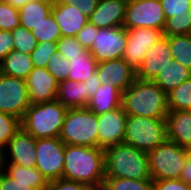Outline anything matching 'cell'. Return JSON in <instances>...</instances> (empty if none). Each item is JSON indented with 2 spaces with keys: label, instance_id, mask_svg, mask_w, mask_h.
Listing matches in <instances>:
<instances>
[{
  "label": "cell",
  "instance_id": "cell-40",
  "mask_svg": "<svg viewBox=\"0 0 191 190\" xmlns=\"http://www.w3.org/2000/svg\"><path fill=\"white\" fill-rule=\"evenodd\" d=\"M47 190H91V185L60 178L49 181Z\"/></svg>",
  "mask_w": 191,
  "mask_h": 190
},
{
  "label": "cell",
  "instance_id": "cell-13",
  "mask_svg": "<svg viewBox=\"0 0 191 190\" xmlns=\"http://www.w3.org/2000/svg\"><path fill=\"white\" fill-rule=\"evenodd\" d=\"M172 59L168 36L163 35L146 52V56L136 70V79L153 81L160 70L171 64Z\"/></svg>",
  "mask_w": 191,
  "mask_h": 190
},
{
  "label": "cell",
  "instance_id": "cell-15",
  "mask_svg": "<svg viewBox=\"0 0 191 190\" xmlns=\"http://www.w3.org/2000/svg\"><path fill=\"white\" fill-rule=\"evenodd\" d=\"M35 147L36 138L20 128L4 148V163L34 168L36 166Z\"/></svg>",
  "mask_w": 191,
  "mask_h": 190
},
{
  "label": "cell",
  "instance_id": "cell-28",
  "mask_svg": "<svg viewBox=\"0 0 191 190\" xmlns=\"http://www.w3.org/2000/svg\"><path fill=\"white\" fill-rule=\"evenodd\" d=\"M173 59L191 70V34L168 36Z\"/></svg>",
  "mask_w": 191,
  "mask_h": 190
},
{
  "label": "cell",
  "instance_id": "cell-23",
  "mask_svg": "<svg viewBox=\"0 0 191 190\" xmlns=\"http://www.w3.org/2000/svg\"><path fill=\"white\" fill-rule=\"evenodd\" d=\"M33 68L30 54L21 53L17 50L10 51L0 62V73L24 80Z\"/></svg>",
  "mask_w": 191,
  "mask_h": 190
},
{
  "label": "cell",
  "instance_id": "cell-2",
  "mask_svg": "<svg viewBox=\"0 0 191 190\" xmlns=\"http://www.w3.org/2000/svg\"><path fill=\"white\" fill-rule=\"evenodd\" d=\"M122 107L127 115L166 119L167 94L153 81L136 79L122 93Z\"/></svg>",
  "mask_w": 191,
  "mask_h": 190
},
{
  "label": "cell",
  "instance_id": "cell-38",
  "mask_svg": "<svg viewBox=\"0 0 191 190\" xmlns=\"http://www.w3.org/2000/svg\"><path fill=\"white\" fill-rule=\"evenodd\" d=\"M86 50L81 46L76 37L62 36L57 41V51L67 59L71 56L82 55Z\"/></svg>",
  "mask_w": 191,
  "mask_h": 190
},
{
  "label": "cell",
  "instance_id": "cell-1",
  "mask_svg": "<svg viewBox=\"0 0 191 190\" xmlns=\"http://www.w3.org/2000/svg\"><path fill=\"white\" fill-rule=\"evenodd\" d=\"M62 178L89 185L105 181L104 150L65 144Z\"/></svg>",
  "mask_w": 191,
  "mask_h": 190
},
{
  "label": "cell",
  "instance_id": "cell-16",
  "mask_svg": "<svg viewBox=\"0 0 191 190\" xmlns=\"http://www.w3.org/2000/svg\"><path fill=\"white\" fill-rule=\"evenodd\" d=\"M96 73L100 85L113 84L122 93L136 80V70L123 58L97 63Z\"/></svg>",
  "mask_w": 191,
  "mask_h": 190
},
{
  "label": "cell",
  "instance_id": "cell-46",
  "mask_svg": "<svg viewBox=\"0 0 191 190\" xmlns=\"http://www.w3.org/2000/svg\"><path fill=\"white\" fill-rule=\"evenodd\" d=\"M84 83L88 91V102H89L90 98L96 93V91L100 87V81L97 78V73L95 72L91 74V76L86 81H84Z\"/></svg>",
  "mask_w": 191,
  "mask_h": 190
},
{
  "label": "cell",
  "instance_id": "cell-20",
  "mask_svg": "<svg viewBox=\"0 0 191 190\" xmlns=\"http://www.w3.org/2000/svg\"><path fill=\"white\" fill-rule=\"evenodd\" d=\"M51 13L60 27L61 36L76 37L88 22V17L82 11L74 4L66 2L53 5Z\"/></svg>",
  "mask_w": 191,
  "mask_h": 190
},
{
  "label": "cell",
  "instance_id": "cell-5",
  "mask_svg": "<svg viewBox=\"0 0 191 190\" xmlns=\"http://www.w3.org/2000/svg\"><path fill=\"white\" fill-rule=\"evenodd\" d=\"M167 139L166 119L128 115L123 142L146 153Z\"/></svg>",
  "mask_w": 191,
  "mask_h": 190
},
{
  "label": "cell",
  "instance_id": "cell-24",
  "mask_svg": "<svg viewBox=\"0 0 191 190\" xmlns=\"http://www.w3.org/2000/svg\"><path fill=\"white\" fill-rule=\"evenodd\" d=\"M190 77L191 70L172 59L171 64L160 70L153 82L167 94Z\"/></svg>",
  "mask_w": 191,
  "mask_h": 190
},
{
  "label": "cell",
  "instance_id": "cell-31",
  "mask_svg": "<svg viewBox=\"0 0 191 190\" xmlns=\"http://www.w3.org/2000/svg\"><path fill=\"white\" fill-rule=\"evenodd\" d=\"M163 33L165 36L191 34V8L190 12L176 13L166 19Z\"/></svg>",
  "mask_w": 191,
  "mask_h": 190
},
{
  "label": "cell",
  "instance_id": "cell-39",
  "mask_svg": "<svg viewBox=\"0 0 191 190\" xmlns=\"http://www.w3.org/2000/svg\"><path fill=\"white\" fill-rule=\"evenodd\" d=\"M160 2L166 19L176 13L190 12L191 0H160Z\"/></svg>",
  "mask_w": 191,
  "mask_h": 190
},
{
  "label": "cell",
  "instance_id": "cell-7",
  "mask_svg": "<svg viewBox=\"0 0 191 190\" xmlns=\"http://www.w3.org/2000/svg\"><path fill=\"white\" fill-rule=\"evenodd\" d=\"M190 150L166 139L148 153L152 180L179 179Z\"/></svg>",
  "mask_w": 191,
  "mask_h": 190
},
{
  "label": "cell",
  "instance_id": "cell-33",
  "mask_svg": "<svg viewBox=\"0 0 191 190\" xmlns=\"http://www.w3.org/2000/svg\"><path fill=\"white\" fill-rule=\"evenodd\" d=\"M20 128L19 118L0 112V147L4 149Z\"/></svg>",
  "mask_w": 191,
  "mask_h": 190
},
{
  "label": "cell",
  "instance_id": "cell-29",
  "mask_svg": "<svg viewBox=\"0 0 191 190\" xmlns=\"http://www.w3.org/2000/svg\"><path fill=\"white\" fill-rule=\"evenodd\" d=\"M169 110L191 111V77L167 93Z\"/></svg>",
  "mask_w": 191,
  "mask_h": 190
},
{
  "label": "cell",
  "instance_id": "cell-30",
  "mask_svg": "<svg viewBox=\"0 0 191 190\" xmlns=\"http://www.w3.org/2000/svg\"><path fill=\"white\" fill-rule=\"evenodd\" d=\"M31 33L38 43L46 41L57 42L62 37L60 27L52 13H49L43 21L35 26V28L31 30Z\"/></svg>",
  "mask_w": 191,
  "mask_h": 190
},
{
  "label": "cell",
  "instance_id": "cell-45",
  "mask_svg": "<svg viewBox=\"0 0 191 190\" xmlns=\"http://www.w3.org/2000/svg\"><path fill=\"white\" fill-rule=\"evenodd\" d=\"M99 0H69L67 3L74 4L88 18L95 11Z\"/></svg>",
  "mask_w": 191,
  "mask_h": 190
},
{
  "label": "cell",
  "instance_id": "cell-47",
  "mask_svg": "<svg viewBox=\"0 0 191 190\" xmlns=\"http://www.w3.org/2000/svg\"><path fill=\"white\" fill-rule=\"evenodd\" d=\"M179 179L191 186V151L186 156V161Z\"/></svg>",
  "mask_w": 191,
  "mask_h": 190
},
{
  "label": "cell",
  "instance_id": "cell-11",
  "mask_svg": "<svg viewBox=\"0 0 191 190\" xmlns=\"http://www.w3.org/2000/svg\"><path fill=\"white\" fill-rule=\"evenodd\" d=\"M127 41V29L123 26L97 28L90 53L97 63L122 58Z\"/></svg>",
  "mask_w": 191,
  "mask_h": 190
},
{
  "label": "cell",
  "instance_id": "cell-18",
  "mask_svg": "<svg viewBox=\"0 0 191 190\" xmlns=\"http://www.w3.org/2000/svg\"><path fill=\"white\" fill-rule=\"evenodd\" d=\"M128 0H99L88 21L96 28L123 26Z\"/></svg>",
  "mask_w": 191,
  "mask_h": 190
},
{
  "label": "cell",
  "instance_id": "cell-25",
  "mask_svg": "<svg viewBox=\"0 0 191 190\" xmlns=\"http://www.w3.org/2000/svg\"><path fill=\"white\" fill-rule=\"evenodd\" d=\"M52 6L49 0H31L18 9L20 25L31 31L51 13Z\"/></svg>",
  "mask_w": 191,
  "mask_h": 190
},
{
  "label": "cell",
  "instance_id": "cell-6",
  "mask_svg": "<svg viewBox=\"0 0 191 190\" xmlns=\"http://www.w3.org/2000/svg\"><path fill=\"white\" fill-rule=\"evenodd\" d=\"M59 138L64 144L98 147V115L86 107L67 109Z\"/></svg>",
  "mask_w": 191,
  "mask_h": 190
},
{
  "label": "cell",
  "instance_id": "cell-48",
  "mask_svg": "<svg viewBox=\"0 0 191 190\" xmlns=\"http://www.w3.org/2000/svg\"><path fill=\"white\" fill-rule=\"evenodd\" d=\"M14 8L20 9L22 6L30 2L31 0H3Z\"/></svg>",
  "mask_w": 191,
  "mask_h": 190
},
{
  "label": "cell",
  "instance_id": "cell-34",
  "mask_svg": "<svg viewBox=\"0 0 191 190\" xmlns=\"http://www.w3.org/2000/svg\"><path fill=\"white\" fill-rule=\"evenodd\" d=\"M105 181L111 186L113 190H153L152 179H128L105 177Z\"/></svg>",
  "mask_w": 191,
  "mask_h": 190
},
{
  "label": "cell",
  "instance_id": "cell-4",
  "mask_svg": "<svg viewBox=\"0 0 191 190\" xmlns=\"http://www.w3.org/2000/svg\"><path fill=\"white\" fill-rule=\"evenodd\" d=\"M66 111L58 100L31 104L21 119V128L36 139L60 137Z\"/></svg>",
  "mask_w": 191,
  "mask_h": 190
},
{
  "label": "cell",
  "instance_id": "cell-14",
  "mask_svg": "<svg viewBox=\"0 0 191 190\" xmlns=\"http://www.w3.org/2000/svg\"><path fill=\"white\" fill-rule=\"evenodd\" d=\"M127 114L123 107L98 115V147L106 149L122 143Z\"/></svg>",
  "mask_w": 191,
  "mask_h": 190
},
{
  "label": "cell",
  "instance_id": "cell-51",
  "mask_svg": "<svg viewBox=\"0 0 191 190\" xmlns=\"http://www.w3.org/2000/svg\"><path fill=\"white\" fill-rule=\"evenodd\" d=\"M51 2L52 5H55V4H60V3H63V2H68L69 0H49Z\"/></svg>",
  "mask_w": 191,
  "mask_h": 190
},
{
  "label": "cell",
  "instance_id": "cell-22",
  "mask_svg": "<svg viewBox=\"0 0 191 190\" xmlns=\"http://www.w3.org/2000/svg\"><path fill=\"white\" fill-rule=\"evenodd\" d=\"M122 106V92L113 84L100 85L96 93L90 98L87 109L96 115L115 110Z\"/></svg>",
  "mask_w": 191,
  "mask_h": 190
},
{
  "label": "cell",
  "instance_id": "cell-37",
  "mask_svg": "<svg viewBox=\"0 0 191 190\" xmlns=\"http://www.w3.org/2000/svg\"><path fill=\"white\" fill-rule=\"evenodd\" d=\"M19 25L18 9L0 0V30L12 31Z\"/></svg>",
  "mask_w": 191,
  "mask_h": 190
},
{
  "label": "cell",
  "instance_id": "cell-3",
  "mask_svg": "<svg viewBox=\"0 0 191 190\" xmlns=\"http://www.w3.org/2000/svg\"><path fill=\"white\" fill-rule=\"evenodd\" d=\"M105 177L152 179L148 153L124 142L104 149Z\"/></svg>",
  "mask_w": 191,
  "mask_h": 190
},
{
  "label": "cell",
  "instance_id": "cell-27",
  "mask_svg": "<svg viewBox=\"0 0 191 190\" xmlns=\"http://www.w3.org/2000/svg\"><path fill=\"white\" fill-rule=\"evenodd\" d=\"M68 60L70 71L68 80L86 81L91 74L96 72L97 62L90 50H86L82 55L68 57Z\"/></svg>",
  "mask_w": 191,
  "mask_h": 190
},
{
  "label": "cell",
  "instance_id": "cell-49",
  "mask_svg": "<svg viewBox=\"0 0 191 190\" xmlns=\"http://www.w3.org/2000/svg\"><path fill=\"white\" fill-rule=\"evenodd\" d=\"M91 190H113V189L106 181H102L100 183L91 185Z\"/></svg>",
  "mask_w": 191,
  "mask_h": 190
},
{
  "label": "cell",
  "instance_id": "cell-8",
  "mask_svg": "<svg viewBox=\"0 0 191 190\" xmlns=\"http://www.w3.org/2000/svg\"><path fill=\"white\" fill-rule=\"evenodd\" d=\"M166 18L160 0H128L123 27L163 30Z\"/></svg>",
  "mask_w": 191,
  "mask_h": 190
},
{
  "label": "cell",
  "instance_id": "cell-50",
  "mask_svg": "<svg viewBox=\"0 0 191 190\" xmlns=\"http://www.w3.org/2000/svg\"><path fill=\"white\" fill-rule=\"evenodd\" d=\"M4 170V149L0 147V172Z\"/></svg>",
  "mask_w": 191,
  "mask_h": 190
},
{
  "label": "cell",
  "instance_id": "cell-19",
  "mask_svg": "<svg viewBox=\"0 0 191 190\" xmlns=\"http://www.w3.org/2000/svg\"><path fill=\"white\" fill-rule=\"evenodd\" d=\"M167 139L191 151V111L169 110L166 115Z\"/></svg>",
  "mask_w": 191,
  "mask_h": 190
},
{
  "label": "cell",
  "instance_id": "cell-44",
  "mask_svg": "<svg viewBox=\"0 0 191 190\" xmlns=\"http://www.w3.org/2000/svg\"><path fill=\"white\" fill-rule=\"evenodd\" d=\"M14 50L13 37L11 31L0 30V62Z\"/></svg>",
  "mask_w": 191,
  "mask_h": 190
},
{
  "label": "cell",
  "instance_id": "cell-21",
  "mask_svg": "<svg viewBox=\"0 0 191 190\" xmlns=\"http://www.w3.org/2000/svg\"><path fill=\"white\" fill-rule=\"evenodd\" d=\"M56 100L67 109L84 108L88 105V91L84 81L65 80L58 83Z\"/></svg>",
  "mask_w": 191,
  "mask_h": 190
},
{
  "label": "cell",
  "instance_id": "cell-12",
  "mask_svg": "<svg viewBox=\"0 0 191 190\" xmlns=\"http://www.w3.org/2000/svg\"><path fill=\"white\" fill-rule=\"evenodd\" d=\"M128 41L123 59L134 69L141 65L148 49L164 35L163 30L134 28L127 30Z\"/></svg>",
  "mask_w": 191,
  "mask_h": 190
},
{
  "label": "cell",
  "instance_id": "cell-17",
  "mask_svg": "<svg viewBox=\"0 0 191 190\" xmlns=\"http://www.w3.org/2000/svg\"><path fill=\"white\" fill-rule=\"evenodd\" d=\"M25 81L31 104L56 100L58 82L46 68L34 67Z\"/></svg>",
  "mask_w": 191,
  "mask_h": 190
},
{
  "label": "cell",
  "instance_id": "cell-43",
  "mask_svg": "<svg viewBox=\"0 0 191 190\" xmlns=\"http://www.w3.org/2000/svg\"><path fill=\"white\" fill-rule=\"evenodd\" d=\"M153 190H191V186L180 179L153 180Z\"/></svg>",
  "mask_w": 191,
  "mask_h": 190
},
{
  "label": "cell",
  "instance_id": "cell-9",
  "mask_svg": "<svg viewBox=\"0 0 191 190\" xmlns=\"http://www.w3.org/2000/svg\"><path fill=\"white\" fill-rule=\"evenodd\" d=\"M36 168L47 181L62 178L65 144L59 137L36 139Z\"/></svg>",
  "mask_w": 191,
  "mask_h": 190
},
{
  "label": "cell",
  "instance_id": "cell-10",
  "mask_svg": "<svg viewBox=\"0 0 191 190\" xmlns=\"http://www.w3.org/2000/svg\"><path fill=\"white\" fill-rule=\"evenodd\" d=\"M30 105L26 81L0 73V112L21 120Z\"/></svg>",
  "mask_w": 191,
  "mask_h": 190
},
{
  "label": "cell",
  "instance_id": "cell-41",
  "mask_svg": "<svg viewBox=\"0 0 191 190\" xmlns=\"http://www.w3.org/2000/svg\"><path fill=\"white\" fill-rule=\"evenodd\" d=\"M97 33V28L89 21L77 33L76 39L81 43L84 49L90 50L93 46V40Z\"/></svg>",
  "mask_w": 191,
  "mask_h": 190
},
{
  "label": "cell",
  "instance_id": "cell-26",
  "mask_svg": "<svg viewBox=\"0 0 191 190\" xmlns=\"http://www.w3.org/2000/svg\"><path fill=\"white\" fill-rule=\"evenodd\" d=\"M3 171L17 182L33 183L35 190H47L48 181L36 167L27 168L11 163H4Z\"/></svg>",
  "mask_w": 191,
  "mask_h": 190
},
{
  "label": "cell",
  "instance_id": "cell-32",
  "mask_svg": "<svg viewBox=\"0 0 191 190\" xmlns=\"http://www.w3.org/2000/svg\"><path fill=\"white\" fill-rule=\"evenodd\" d=\"M13 37L14 50L21 53L31 54L37 46V40L30 30L19 25L11 31Z\"/></svg>",
  "mask_w": 191,
  "mask_h": 190
},
{
  "label": "cell",
  "instance_id": "cell-36",
  "mask_svg": "<svg viewBox=\"0 0 191 190\" xmlns=\"http://www.w3.org/2000/svg\"><path fill=\"white\" fill-rule=\"evenodd\" d=\"M57 51V42H39L30 54L33 67L46 68L49 58Z\"/></svg>",
  "mask_w": 191,
  "mask_h": 190
},
{
  "label": "cell",
  "instance_id": "cell-42",
  "mask_svg": "<svg viewBox=\"0 0 191 190\" xmlns=\"http://www.w3.org/2000/svg\"><path fill=\"white\" fill-rule=\"evenodd\" d=\"M0 190H35L33 183L17 182L4 171L0 172Z\"/></svg>",
  "mask_w": 191,
  "mask_h": 190
},
{
  "label": "cell",
  "instance_id": "cell-35",
  "mask_svg": "<svg viewBox=\"0 0 191 190\" xmlns=\"http://www.w3.org/2000/svg\"><path fill=\"white\" fill-rule=\"evenodd\" d=\"M47 71L56 79L58 83L67 80L69 74V60L56 51L50 58L46 66Z\"/></svg>",
  "mask_w": 191,
  "mask_h": 190
}]
</instances>
